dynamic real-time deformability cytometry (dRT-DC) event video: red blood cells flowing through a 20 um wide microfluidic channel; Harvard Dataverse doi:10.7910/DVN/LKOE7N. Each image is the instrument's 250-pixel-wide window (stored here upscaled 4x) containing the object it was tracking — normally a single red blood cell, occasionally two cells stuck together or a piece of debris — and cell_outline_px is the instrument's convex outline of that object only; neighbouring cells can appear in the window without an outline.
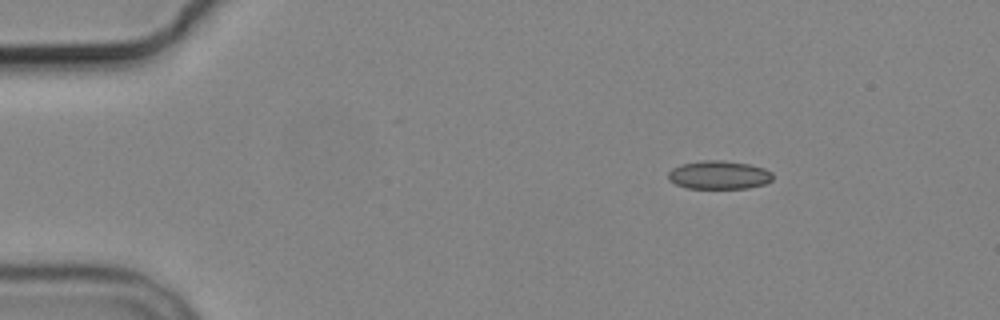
{"species": "common noctule bat (a hibernating species)", "species_latin": "Nyctalus noctula", "temperature_condition": "cold", "stored_images_in_passage": 4, "camera_frame_rate_fps": 3000, "um_per_image_px": 0.085, "animal": {"sex": "male", "body_mass_g": 19.2, "forearm_length_mm": 51.8}, "frame": {"image": 1, "passage_image": 1, "time_ms": 0.0, "image_size_px": [1000, 320], "cell_outline_px": [[772, 180], [764, 184], [748, 188], [688, 188], [676, 184], [668, 180], [668, 172], [672, 168], [680, 164], [704, 160], [720, 160], [748, 164], [764, 168], [772, 172]], "centroid_in_image_um": [61.09, 14.87], "position_along_channel_um": 23.9, "area_um2": 17.28}}